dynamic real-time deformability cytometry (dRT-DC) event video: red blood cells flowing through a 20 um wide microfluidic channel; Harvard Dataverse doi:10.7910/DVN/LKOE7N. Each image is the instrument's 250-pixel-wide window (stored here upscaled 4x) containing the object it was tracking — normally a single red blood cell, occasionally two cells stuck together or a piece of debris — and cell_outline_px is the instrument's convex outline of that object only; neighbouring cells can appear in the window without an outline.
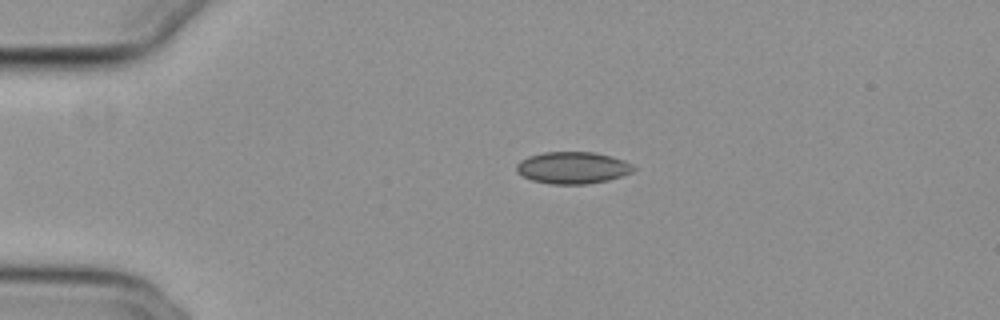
{"species": "common noctule bat (a hibernating species)", "species_latin": "Nyctalus noctula", "temperature_condition": "cold", "stored_images_in_passage": 7, "camera_frame_rate_fps": 3000, "um_per_image_px": 0.085, "animal": {"sex": "female", "body_mass_g": 29.2, "forearm_length_mm": 56.3}, "frame": {"image": 1, "passage_image": 2, "time_ms": 0.333, "image_size_px": [1000, 320], "cell_outline_px": [[636, 168], [632, 172], [608, 180], [588, 184], [552, 184], [532, 180], [516, 172], [516, 164], [520, 160], [528, 156], [544, 152], [596, 152], [612, 156], [624, 160], [632, 164]], "centroid_in_image_um": [48.68, 14.25], "position_along_channel_um": 36.3, "area_um2": 21.85}}